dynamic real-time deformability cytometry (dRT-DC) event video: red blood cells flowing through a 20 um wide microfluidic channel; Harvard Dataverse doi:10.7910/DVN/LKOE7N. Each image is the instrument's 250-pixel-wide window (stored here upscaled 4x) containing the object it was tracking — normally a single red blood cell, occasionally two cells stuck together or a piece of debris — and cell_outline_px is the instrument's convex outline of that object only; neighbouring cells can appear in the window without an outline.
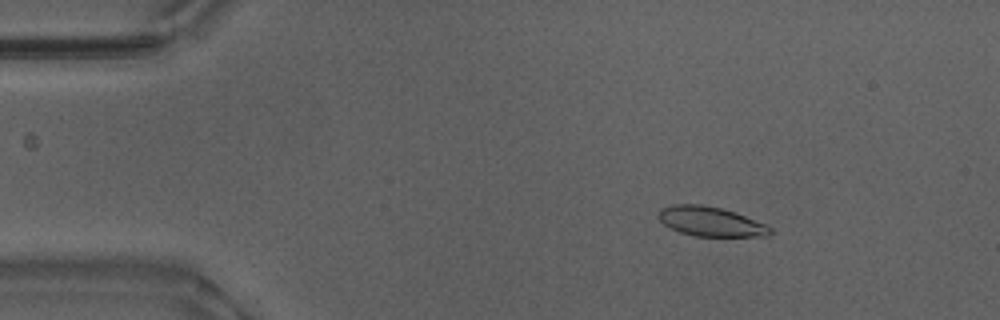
{"species": "Egyptian fruit bat (a non-hibernating species)", "species_latin": "Rousettus aegyptiacus", "temperature_condition": "warm", "stored_images_in_passage": 52, "camera_frame_rate_fps": 3000, "um_per_image_px": 0.085, "animal": {"sex": "male"}, "frame": {"image": 1, "passage_image": 7, "time_ms": 2.0, "image_size_px": [1000, 320], "cell_outline_px": [[772, 232], [768, 236], [696, 236], [680, 232], [664, 224], [656, 216], [660, 208], [676, 204], [700, 204], [720, 208], [736, 212], [764, 224], [772, 228]], "centroid_in_image_um": [60.39, 18.82], "position_along_channel_um": 24.6, "area_um2": 19.13}}
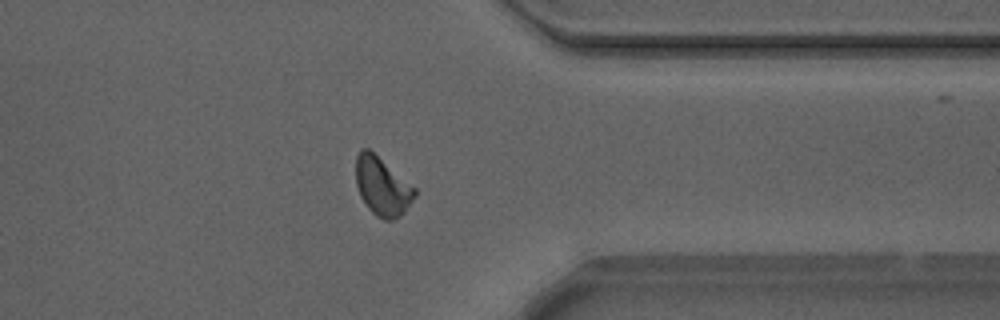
{"frame": {"image": 2, "passage_image": 41, "time_ms": 13.333, "image_size_px": [1000, 320], "cell_outline_px": [[416, 196], [404, 212], [400, 216], [392, 220], [384, 220], [376, 216], [368, 208], [360, 196], [356, 184], [356, 156], [360, 148], [368, 148], [416, 188]], "centroid_in_image_um": [32.48, 15.85], "position_along_channel_um": 378.9, "area_um2": 20.0}}
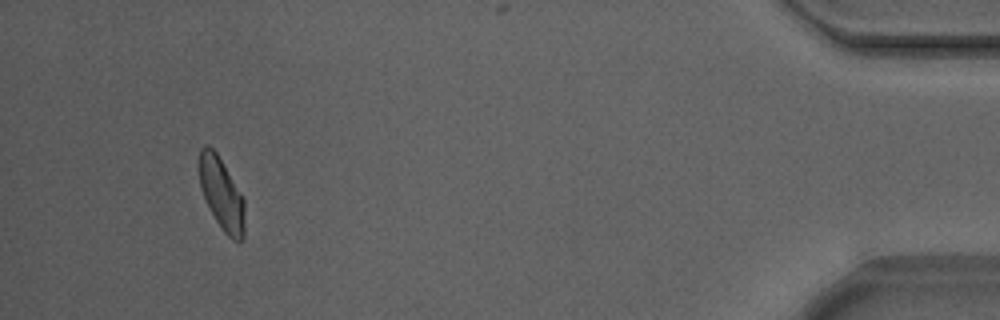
{"frame": {"image": 3, "passage_image": 49, "time_ms": 16.0, "image_size_px": [1000, 320], "cell_outline_px": [[244, 240], [232, 240], [224, 232], [216, 220], [200, 188], [200, 148], [204, 144], [208, 144], [216, 152], [244, 200]], "centroid_in_image_um": [18.84, 16.49], "position_along_channel_um": 416.4, "area_um2": 18.55}, "authors_computed_cell_mechanics": {"area_um2": 19.5653, "velocity_mm_per_s": 3.8461, "shape_relaxation_time_tau1_ms": 3.0696, "shape_relaxation_time_tau2_ms": 1.8282, "deformation_change_tau1": 0.1503, "deformation_change_tau2": 0.0811}}